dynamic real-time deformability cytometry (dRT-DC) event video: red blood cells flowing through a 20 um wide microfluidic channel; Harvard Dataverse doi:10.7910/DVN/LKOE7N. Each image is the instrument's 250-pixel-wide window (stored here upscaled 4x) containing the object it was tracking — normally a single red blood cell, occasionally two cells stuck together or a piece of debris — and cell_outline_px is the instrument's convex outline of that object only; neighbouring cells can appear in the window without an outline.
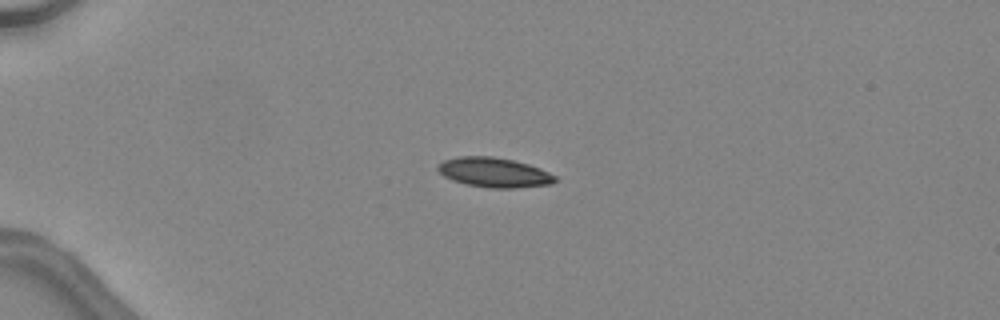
{"species": "common noctule bat (a hibernating species)", "species_latin": "Nyctalus noctula", "temperature_condition": "warm", "stored_images_in_passage": 35, "camera_frame_rate_fps": 3000, "um_per_image_px": 0.085, "animal": {"sex": "female", "body_mass_g": 24.6, "forearm_length_mm": 56.2}, "frame": {"image": 1, "passage_image": 1, "time_ms": 0.0, "image_size_px": [1000, 320], "cell_outline_px": [[556, 180], [552, 184], [516, 188], [488, 188], [468, 184], [452, 180], [444, 176], [436, 168], [436, 164], [444, 160], [456, 156], [492, 156], [512, 160], [528, 164], [540, 168], [556, 176]], "centroid_in_image_um": [41.98, 14.65], "position_along_channel_um": 43.0, "area_um2": 20.35}}
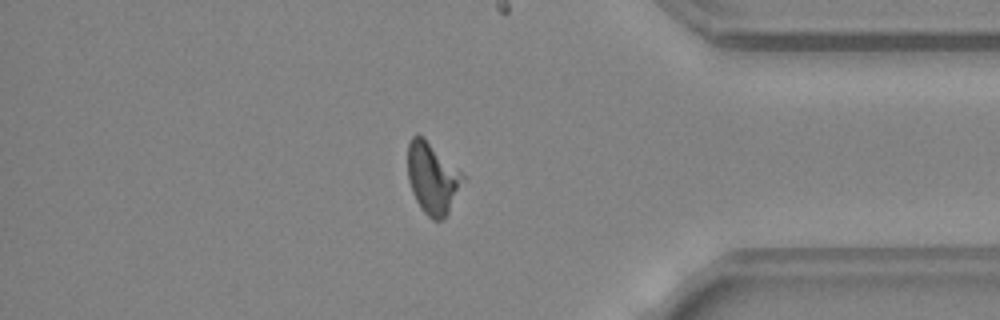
{"frame": {"image": 2, "passage_image": 29, "time_ms": 9.333, "image_size_px": [1000, 320], "cell_outline_px": [[468, 180], [448, 212], [440, 220], [432, 220], [420, 208], [412, 192], [408, 180], [408, 144], [412, 136], [424, 136]], "centroid_in_image_um": [36.78, 15.16], "position_along_channel_um": 398.4, "area_um2": 22.95}}
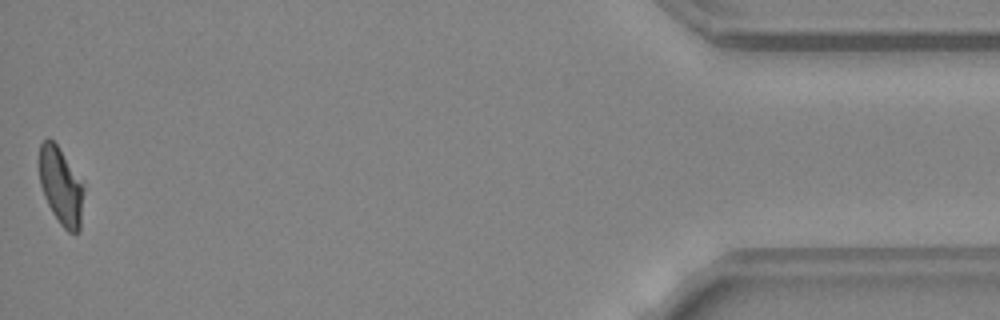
{"frame": {"image": 3, "passage_image": 35, "time_ms": 11.333, "image_size_px": [1000, 320], "cell_outline_px": [[80, 228], [76, 232], [68, 232], [60, 224], [52, 212], [44, 196], [40, 184], [40, 144], [48, 136], [56, 144], [80, 184]], "centroid_in_image_um": [5.09, 15.83], "position_along_channel_um": 430.1, "area_um2": 18.5}}